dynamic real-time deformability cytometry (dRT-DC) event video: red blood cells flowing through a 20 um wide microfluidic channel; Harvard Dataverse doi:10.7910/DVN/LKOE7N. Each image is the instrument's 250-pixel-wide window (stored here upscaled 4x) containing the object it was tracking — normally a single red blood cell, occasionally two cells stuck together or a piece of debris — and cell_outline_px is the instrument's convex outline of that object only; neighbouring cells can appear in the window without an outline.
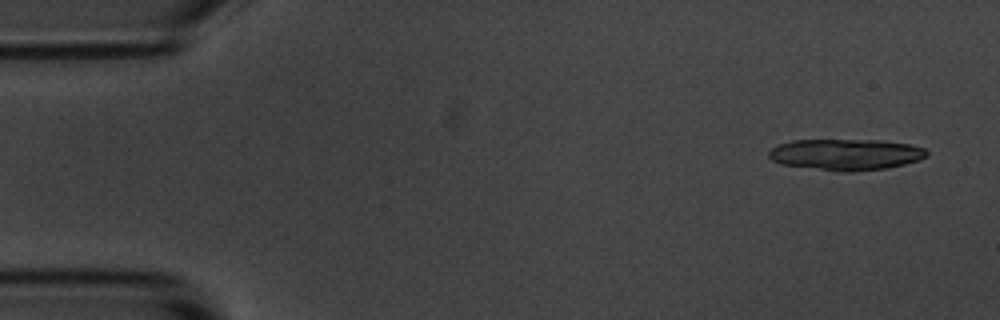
{"species": "common noctule bat (a hibernating species)", "species_latin": "Nyctalus noctula", "temperature_condition": "room temperature", "stored_images_in_passage": 5, "camera_frame_rate_fps": 3000, "um_per_image_px": 0.085, "animal": {"sex": "male", "body_mass_g": 20.1, "forearm_length_mm": 53.5}, "frame": {"image": 1, "passage_image": 1, "time_ms": 0.0, "image_size_px": [1000, 320], "cell_outline_px": [[928, 156], [920, 160], [888, 168], [852, 172], [836, 172], [780, 164], [772, 160], [768, 156], [768, 152], [772, 148], [780, 144], [792, 140], [880, 140], [908, 144], [924, 148], [928, 152]], "centroid_in_image_um": [71.89, 13.14], "position_along_channel_um": 13.1, "area_um2": 29.02}}
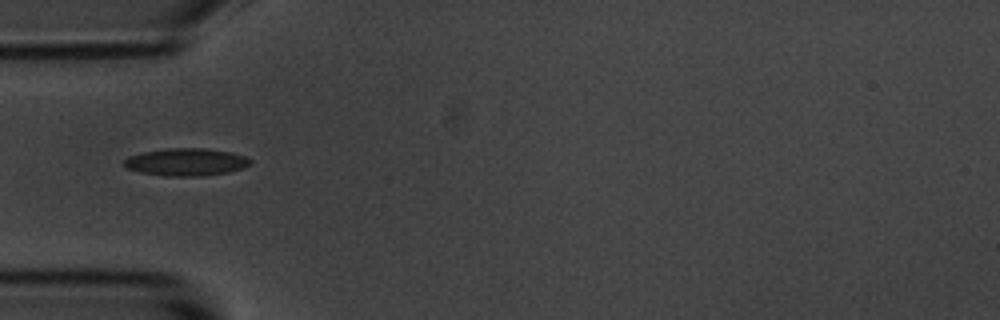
{"frame": {"image": 2, "passage_image": 5, "time_ms": 4.667, "image_size_px": [1000, 320], "cell_outline_px": [[252, 164], [244, 168], [228, 172], [200, 176], [164, 176], [140, 172], [128, 168], [124, 164], [124, 160], [128, 156], [144, 152], [164, 148], [204, 148], [232, 152], [244, 156], [252, 160]], "centroid_in_image_um": [15.85, 13.77], "position_along_channel_um": 69.1, "area_um2": 20.29}}